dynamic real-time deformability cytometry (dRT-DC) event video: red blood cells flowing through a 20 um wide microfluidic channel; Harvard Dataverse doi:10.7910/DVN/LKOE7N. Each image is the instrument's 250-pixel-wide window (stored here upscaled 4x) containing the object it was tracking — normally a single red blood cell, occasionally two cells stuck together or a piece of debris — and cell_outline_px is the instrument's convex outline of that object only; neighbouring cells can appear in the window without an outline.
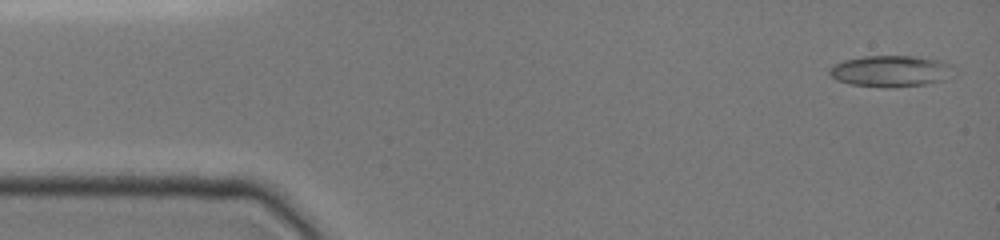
{"species": "common noctule bat (a hibernating species)", "species_latin": "Nyctalus noctula", "temperature_condition": "cold", "stored_images_in_passage": 20, "camera_frame_rate_fps": 3000, "um_per_image_px": 0.085, "animal": {"sex": "female", "body_mass_g": 19.0, "forearm_length_mm": 51.5}, "frame": {"image": 1, "passage_image": 1, "time_ms": 0.0, "image_size_px": [1000, 240], "cell_outline_px": [[960, 72], [956, 76], [944, 80], [924, 84], [892, 88], [884, 88], [852, 84], [836, 80], [828, 72], [828, 68], [832, 64], [844, 60], [864, 56], [916, 56], [940, 60], [956, 64]], "centroid_in_image_um": [75.85, 6.04], "position_along_channel_um": 9.2, "area_um2": 23.58}}
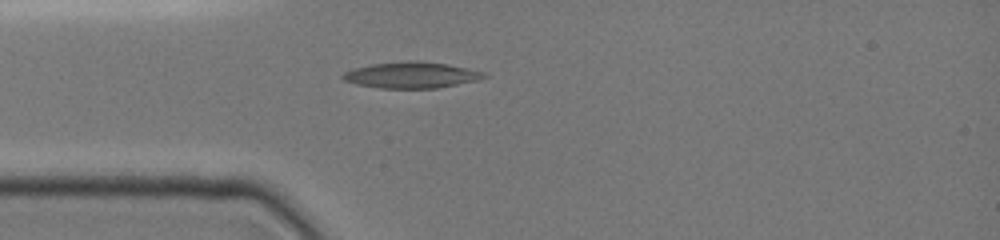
{"frame": {"image": 2, "passage_image": 14, "time_ms": 3.667, "image_size_px": [1000, 240], "cell_outline_px": [[488, 76], [480, 80], [436, 88], [380, 88], [356, 84], [344, 80], [340, 76], [344, 72], [352, 68], [372, 64], [408, 60], [416, 60], [448, 64], [484, 72]], "centroid_in_image_um": [34.96, 6.37], "position_along_channel_um": 50.0, "area_um2": 21.62}}
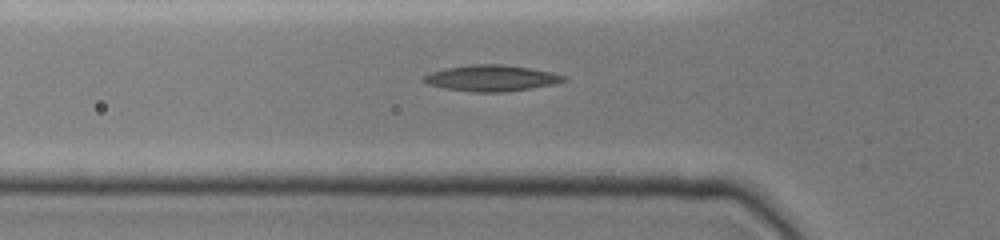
{"frame": {"image": 3, "passage_image": 17, "time_ms": 4.667, "image_size_px": [1000, 240], "cell_outline_px": [[568, 80], [556, 84], [532, 88], [504, 92], [468, 92], [444, 88], [428, 84], [424, 80], [424, 76], [428, 72], [444, 68], [472, 64], [504, 64], [552, 72], [564, 76]], "centroid_in_image_um": [41.76, 6.64], "position_along_channel_um": 84.0, "area_um2": 21.44}}